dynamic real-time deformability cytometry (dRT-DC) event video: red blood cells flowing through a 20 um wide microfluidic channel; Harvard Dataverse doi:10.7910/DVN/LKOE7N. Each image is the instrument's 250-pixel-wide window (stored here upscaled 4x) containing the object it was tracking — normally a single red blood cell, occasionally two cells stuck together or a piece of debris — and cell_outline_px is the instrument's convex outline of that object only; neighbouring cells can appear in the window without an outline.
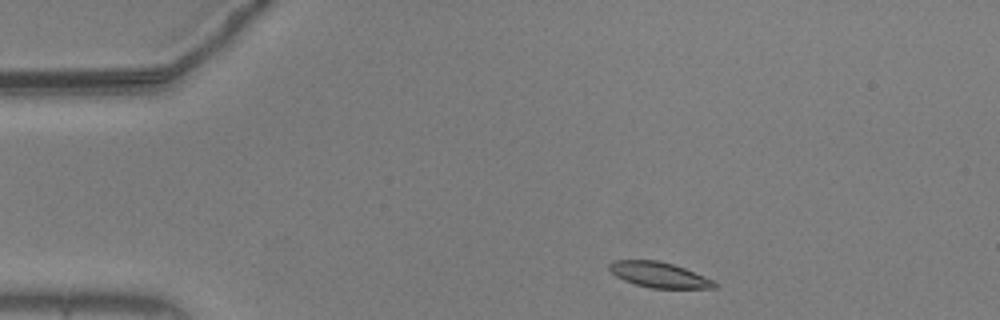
{"species": "common noctule bat (a hibernating species)", "species_latin": "Nyctalus noctula", "temperature_condition": "warm", "stored_images_in_passage": 47, "camera_frame_rate_fps": 3000, "um_per_image_px": 0.085, "animal": {"sex": "male", "body_mass_g": 20.5, "forearm_length_mm": 52.5}, "frame": {"image": 1, "passage_image": 1, "time_ms": 0.0, "image_size_px": [1000, 320], "cell_outline_px": [[720, 284], [716, 288], [652, 288], [636, 284], [624, 280], [616, 276], [608, 268], [608, 264], [612, 260], [660, 260], [684, 268], [704, 276]], "centroid_in_image_um": [56.02, 23.35], "position_along_channel_um": 29.0, "area_um2": 15.55}}
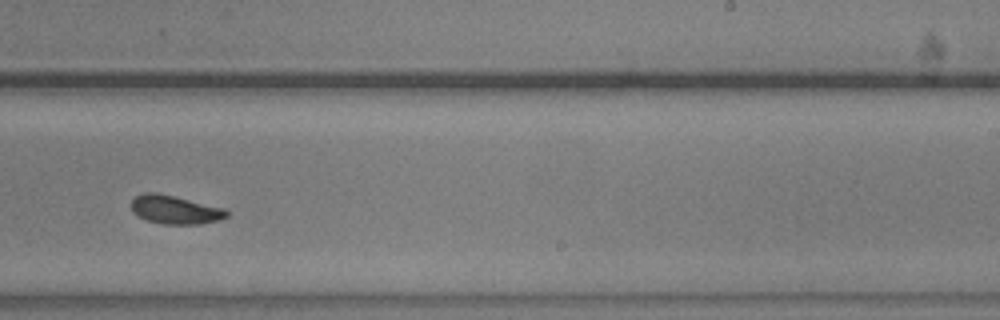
{"frame": {"image": 2, "passage_image": 26, "time_ms": 8.333, "image_size_px": [1000, 320], "cell_outline_px": [[228, 216], [220, 220], [200, 224], [160, 224], [144, 220], [132, 212], [132, 200], [136, 196], [144, 192], [156, 192], [224, 208], [228, 212]], "centroid_in_image_um": [14.86, 17.84], "position_along_channel_um": 274.1, "area_um2": 15.9}}
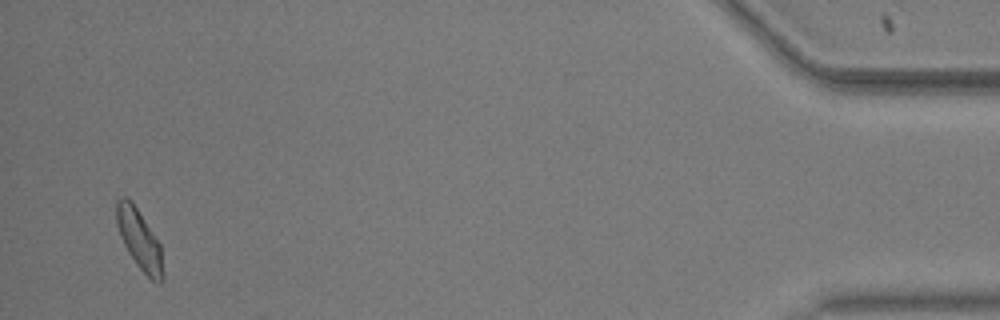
{"frame": {"image": 3, "passage_image": 45, "time_ms": 14.667, "image_size_px": [1000, 320], "cell_outline_px": [[164, 280], [160, 284], [152, 280], [140, 268], [128, 252], [120, 236], [116, 224], [116, 200], [120, 196], [128, 196], [132, 200], [160, 244], [164, 276]], "centroid_in_image_um": [11.83, 20.32], "position_along_channel_um": 423.4, "area_um2": 16.3}, "authors_computed_cell_mechanics": {"area_um2": 16.0684, "velocity_mm_per_s": 3.6451, "shape_relaxation_time_tau1_ms": 2.1222, "shape_relaxation_time_tau2_ms": 6.3024, "deformation_change_tau1": 0.1286, "deformation_change_tau2": 0.101}}